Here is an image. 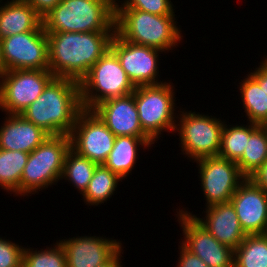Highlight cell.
<instances>
[{
	"label": "cell",
	"mask_w": 267,
	"mask_h": 267,
	"mask_svg": "<svg viewBox=\"0 0 267 267\" xmlns=\"http://www.w3.org/2000/svg\"><path fill=\"white\" fill-rule=\"evenodd\" d=\"M49 70L79 82L110 48L115 32H46Z\"/></svg>",
	"instance_id": "1"
},
{
	"label": "cell",
	"mask_w": 267,
	"mask_h": 267,
	"mask_svg": "<svg viewBox=\"0 0 267 267\" xmlns=\"http://www.w3.org/2000/svg\"><path fill=\"white\" fill-rule=\"evenodd\" d=\"M83 110L79 82L54 77L21 115L49 136L70 135Z\"/></svg>",
	"instance_id": "2"
},
{
	"label": "cell",
	"mask_w": 267,
	"mask_h": 267,
	"mask_svg": "<svg viewBox=\"0 0 267 267\" xmlns=\"http://www.w3.org/2000/svg\"><path fill=\"white\" fill-rule=\"evenodd\" d=\"M118 0H61L42 18L46 32H115Z\"/></svg>",
	"instance_id": "3"
},
{
	"label": "cell",
	"mask_w": 267,
	"mask_h": 267,
	"mask_svg": "<svg viewBox=\"0 0 267 267\" xmlns=\"http://www.w3.org/2000/svg\"><path fill=\"white\" fill-rule=\"evenodd\" d=\"M175 16L115 9V32L128 42L169 52L183 39Z\"/></svg>",
	"instance_id": "4"
},
{
	"label": "cell",
	"mask_w": 267,
	"mask_h": 267,
	"mask_svg": "<svg viewBox=\"0 0 267 267\" xmlns=\"http://www.w3.org/2000/svg\"><path fill=\"white\" fill-rule=\"evenodd\" d=\"M70 149V136L58 135L48 136L29 153L21 178V196L56 185L61 180L65 157Z\"/></svg>",
	"instance_id": "5"
},
{
	"label": "cell",
	"mask_w": 267,
	"mask_h": 267,
	"mask_svg": "<svg viewBox=\"0 0 267 267\" xmlns=\"http://www.w3.org/2000/svg\"><path fill=\"white\" fill-rule=\"evenodd\" d=\"M79 87L81 104L86 110L105 100L130 95L135 89L110 48L79 81Z\"/></svg>",
	"instance_id": "6"
},
{
	"label": "cell",
	"mask_w": 267,
	"mask_h": 267,
	"mask_svg": "<svg viewBox=\"0 0 267 267\" xmlns=\"http://www.w3.org/2000/svg\"><path fill=\"white\" fill-rule=\"evenodd\" d=\"M171 83L139 86L133 92L142 130L154 143L161 132L175 131L176 98Z\"/></svg>",
	"instance_id": "7"
},
{
	"label": "cell",
	"mask_w": 267,
	"mask_h": 267,
	"mask_svg": "<svg viewBox=\"0 0 267 267\" xmlns=\"http://www.w3.org/2000/svg\"><path fill=\"white\" fill-rule=\"evenodd\" d=\"M179 112L176 118L179 122H176L178 125L176 124L174 132L179 134L182 153L194 161L203 157L218 156L221 133L226 122L195 111Z\"/></svg>",
	"instance_id": "8"
},
{
	"label": "cell",
	"mask_w": 267,
	"mask_h": 267,
	"mask_svg": "<svg viewBox=\"0 0 267 267\" xmlns=\"http://www.w3.org/2000/svg\"><path fill=\"white\" fill-rule=\"evenodd\" d=\"M50 70H8L0 77V109L21 114L54 78Z\"/></svg>",
	"instance_id": "9"
},
{
	"label": "cell",
	"mask_w": 267,
	"mask_h": 267,
	"mask_svg": "<svg viewBox=\"0 0 267 267\" xmlns=\"http://www.w3.org/2000/svg\"><path fill=\"white\" fill-rule=\"evenodd\" d=\"M206 206L230 202L239 185L246 179L236 162L219 156L195 160Z\"/></svg>",
	"instance_id": "10"
},
{
	"label": "cell",
	"mask_w": 267,
	"mask_h": 267,
	"mask_svg": "<svg viewBox=\"0 0 267 267\" xmlns=\"http://www.w3.org/2000/svg\"><path fill=\"white\" fill-rule=\"evenodd\" d=\"M71 149L97 164H103L111 152L116 136L92 111L83 109L70 133Z\"/></svg>",
	"instance_id": "11"
},
{
	"label": "cell",
	"mask_w": 267,
	"mask_h": 267,
	"mask_svg": "<svg viewBox=\"0 0 267 267\" xmlns=\"http://www.w3.org/2000/svg\"><path fill=\"white\" fill-rule=\"evenodd\" d=\"M1 42L6 71L49 70L48 37L44 27L6 37Z\"/></svg>",
	"instance_id": "12"
},
{
	"label": "cell",
	"mask_w": 267,
	"mask_h": 267,
	"mask_svg": "<svg viewBox=\"0 0 267 267\" xmlns=\"http://www.w3.org/2000/svg\"><path fill=\"white\" fill-rule=\"evenodd\" d=\"M110 49L116 54L134 87L164 83L161 80L159 82L158 78V57L163 51L123 40L116 32Z\"/></svg>",
	"instance_id": "13"
},
{
	"label": "cell",
	"mask_w": 267,
	"mask_h": 267,
	"mask_svg": "<svg viewBox=\"0 0 267 267\" xmlns=\"http://www.w3.org/2000/svg\"><path fill=\"white\" fill-rule=\"evenodd\" d=\"M179 226L183 231L181 244L197 255L208 267H234V250L220 243L194 216L179 209Z\"/></svg>",
	"instance_id": "14"
},
{
	"label": "cell",
	"mask_w": 267,
	"mask_h": 267,
	"mask_svg": "<svg viewBox=\"0 0 267 267\" xmlns=\"http://www.w3.org/2000/svg\"><path fill=\"white\" fill-rule=\"evenodd\" d=\"M230 202L246 235L266 234L267 193L251 178L239 185Z\"/></svg>",
	"instance_id": "15"
},
{
	"label": "cell",
	"mask_w": 267,
	"mask_h": 267,
	"mask_svg": "<svg viewBox=\"0 0 267 267\" xmlns=\"http://www.w3.org/2000/svg\"><path fill=\"white\" fill-rule=\"evenodd\" d=\"M66 255L67 267H98L109 261L122 243L112 238L78 236L59 240Z\"/></svg>",
	"instance_id": "16"
},
{
	"label": "cell",
	"mask_w": 267,
	"mask_h": 267,
	"mask_svg": "<svg viewBox=\"0 0 267 267\" xmlns=\"http://www.w3.org/2000/svg\"><path fill=\"white\" fill-rule=\"evenodd\" d=\"M117 136L148 137L142 130L134 93L105 100L91 109Z\"/></svg>",
	"instance_id": "17"
},
{
	"label": "cell",
	"mask_w": 267,
	"mask_h": 267,
	"mask_svg": "<svg viewBox=\"0 0 267 267\" xmlns=\"http://www.w3.org/2000/svg\"><path fill=\"white\" fill-rule=\"evenodd\" d=\"M182 212L192 215L204 228L220 243L235 250L246 237L242 230L235 207L231 202L214 204L206 207L205 217L200 218L195 214L181 209Z\"/></svg>",
	"instance_id": "18"
},
{
	"label": "cell",
	"mask_w": 267,
	"mask_h": 267,
	"mask_svg": "<svg viewBox=\"0 0 267 267\" xmlns=\"http://www.w3.org/2000/svg\"><path fill=\"white\" fill-rule=\"evenodd\" d=\"M49 135L21 114H6L0 127V149L31 153Z\"/></svg>",
	"instance_id": "19"
},
{
	"label": "cell",
	"mask_w": 267,
	"mask_h": 267,
	"mask_svg": "<svg viewBox=\"0 0 267 267\" xmlns=\"http://www.w3.org/2000/svg\"><path fill=\"white\" fill-rule=\"evenodd\" d=\"M6 2L0 5V40L15 34L38 31L43 27L42 18L31 5L23 0Z\"/></svg>",
	"instance_id": "20"
},
{
	"label": "cell",
	"mask_w": 267,
	"mask_h": 267,
	"mask_svg": "<svg viewBox=\"0 0 267 267\" xmlns=\"http://www.w3.org/2000/svg\"><path fill=\"white\" fill-rule=\"evenodd\" d=\"M154 142L149 137L117 136L114 146L103 165L121 179L128 177L136 165L139 146L151 147Z\"/></svg>",
	"instance_id": "21"
},
{
	"label": "cell",
	"mask_w": 267,
	"mask_h": 267,
	"mask_svg": "<svg viewBox=\"0 0 267 267\" xmlns=\"http://www.w3.org/2000/svg\"><path fill=\"white\" fill-rule=\"evenodd\" d=\"M267 161V130L250 123V137L242 157L236 162L241 173L250 178Z\"/></svg>",
	"instance_id": "22"
},
{
	"label": "cell",
	"mask_w": 267,
	"mask_h": 267,
	"mask_svg": "<svg viewBox=\"0 0 267 267\" xmlns=\"http://www.w3.org/2000/svg\"><path fill=\"white\" fill-rule=\"evenodd\" d=\"M247 76L239 83L245 117L250 123L264 125L267 123V93L250 74Z\"/></svg>",
	"instance_id": "23"
},
{
	"label": "cell",
	"mask_w": 267,
	"mask_h": 267,
	"mask_svg": "<svg viewBox=\"0 0 267 267\" xmlns=\"http://www.w3.org/2000/svg\"><path fill=\"white\" fill-rule=\"evenodd\" d=\"M29 153L0 149V187L21 196V178Z\"/></svg>",
	"instance_id": "24"
},
{
	"label": "cell",
	"mask_w": 267,
	"mask_h": 267,
	"mask_svg": "<svg viewBox=\"0 0 267 267\" xmlns=\"http://www.w3.org/2000/svg\"><path fill=\"white\" fill-rule=\"evenodd\" d=\"M122 180L103 164L98 165L87 189L82 194L84 203L90 206H98L107 202L108 198L114 195L118 182H122Z\"/></svg>",
	"instance_id": "25"
},
{
	"label": "cell",
	"mask_w": 267,
	"mask_h": 267,
	"mask_svg": "<svg viewBox=\"0 0 267 267\" xmlns=\"http://www.w3.org/2000/svg\"><path fill=\"white\" fill-rule=\"evenodd\" d=\"M234 267H267V235H246L234 250Z\"/></svg>",
	"instance_id": "26"
},
{
	"label": "cell",
	"mask_w": 267,
	"mask_h": 267,
	"mask_svg": "<svg viewBox=\"0 0 267 267\" xmlns=\"http://www.w3.org/2000/svg\"><path fill=\"white\" fill-rule=\"evenodd\" d=\"M98 165L70 149L65 157L61 180L65 178L68 182L70 181L75 186V189L80 194H83Z\"/></svg>",
	"instance_id": "27"
},
{
	"label": "cell",
	"mask_w": 267,
	"mask_h": 267,
	"mask_svg": "<svg viewBox=\"0 0 267 267\" xmlns=\"http://www.w3.org/2000/svg\"><path fill=\"white\" fill-rule=\"evenodd\" d=\"M249 137L250 124H247L246 126L244 124H236V126L224 124L218 156L237 162L243 155Z\"/></svg>",
	"instance_id": "28"
},
{
	"label": "cell",
	"mask_w": 267,
	"mask_h": 267,
	"mask_svg": "<svg viewBox=\"0 0 267 267\" xmlns=\"http://www.w3.org/2000/svg\"><path fill=\"white\" fill-rule=\"evenodd\" d=\"M54 245L40 251L24 247L22 265L24 267H67L63 246L58 241Z\"/></svg>",
	"instance_id": "29"
},
{
	"label": "cell",
	"mask_w": 267,
	"mask_h": 267,
	"mask_svg": "<svg viewBox=\"0 0 267 267\" xmlns=\"http://www.w3.org/2000/svg\"><path fill=\"white\" fill-rule=\"evenodd\" d=\"M115 2V9H138L155 15H175L171 0H124Z\"/></svg>",
	"instance_id": "30"
},
{
	"label": "cell",
	"mask_w": 267,
	"mask_h": 267,
	"mask_svg": "<svg viewBox=\"0 0 267 267\" xmlns=\"http://www.w3.org/2000/svg\"><path fill=\"white\" fill-rule=\"evenodd\" d=\"M24 247L0 237V267H19Z\"/></svg>",
	"instance_id": "31"
},
{
	"label": "cell",
	"mask_w": 267,
	"mask_h": 267,
	"mask_svg": "<svg viewBox=\"0 0 267 267\" xmlns=\"http://www.w3.org/2000/svg\"><path fill=\"white\" fill-rule=\"evenodd\" d=\"M180 245L177 267H208L197 255L186 249L181 243Z\"/></svg>",
	"instance_id": "32"
},
{
	"label": "cell",
	"mask_w": 267,
	"mask_h": 267,
	"mask_svg": "<svg viewBox=\"0 0 267 267\" xmlns=\"http://www.w3.org/2000/svg\"><path fill=\"white\" fill-rule=\"evenodd\" d=\"M31 5L36 13L43 18L47 15L61 0H23Z\"/></svg>",
	"instance_id": "33"
},
{
	"label": "cell",
	"mask_w": 267,
	"mask_h": 267,
	"mask_svg": "<svg viewBox=\"0 0 267 267\" xmlns=\"http://www.w3.org/2000/svg\"><path fill=\"white\" fill-rule=\"evenodd\" d=\"M260 66L255 68L253 72L249 74L259 83L260 88H263L267 93V58L265 57Z\"/></svg>",
	"instance_id": "34"
},
{
	"label": "cell",
	"mask_w": 267,
	"mask_h": 267,
	"mask_svg": "<svg viewBox=\"0 0 267 267\" xmlns=\"http://www.w3.org/2000/svg\"><path fill=\"white\" fill-rule=\"evenodd\" d=\"M250 178L267 193V161Z\"/></svg>",
	"instance_id": "35"
},
{
	"label": "cell",
	"mask_w": 267,
	"mask_h": 267,
	"mask_svg": "<svg viewBox=\"0 0 267 267\" xmlns=\"http://www.w3.org/2000/svg\"><path fill=\"white\" fill-rule=\"evenodd\" d=\"M121 253L123 254L122 248L109 261L98 267H122L123 265H121Z\"/></svg>",
	"instance_id": "36"
},
{
	"label": "cell",
	"mask_w": 267,
	"mask_h": 267,
	"mask_svg": "<svg viewBox=\"0 0 267 267\" xmlns=\"http://www.w3.org/2000/svg\"><path fill=\"white\" fill-rule=\"evenodd\" d=\"M6 72V65L3 60L2 42L0 40V77Z\"/></svg>",
	"instance_id": "37"
}]
</instances>
